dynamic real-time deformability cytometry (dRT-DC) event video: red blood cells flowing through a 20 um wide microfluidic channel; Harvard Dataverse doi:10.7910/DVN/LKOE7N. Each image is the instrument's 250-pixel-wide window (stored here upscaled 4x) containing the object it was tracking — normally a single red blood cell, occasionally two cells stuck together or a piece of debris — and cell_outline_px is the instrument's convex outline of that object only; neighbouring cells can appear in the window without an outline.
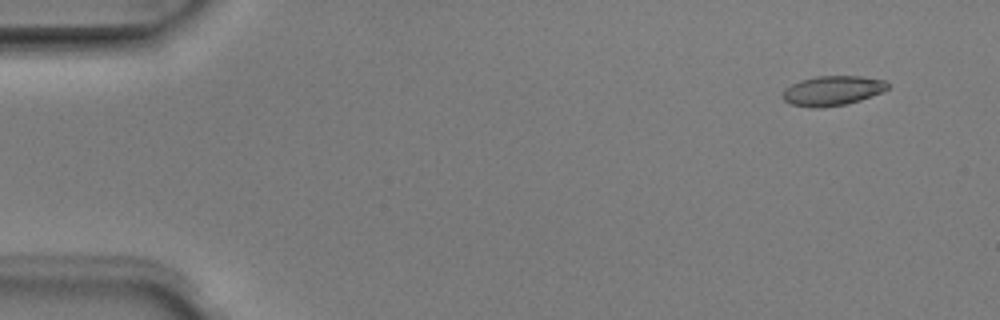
{"species": "Egyptian fruit bat (a non-hibernating species)", "species_latin": "Rousettus aegyptiacus", "temperature_condition": "room temperature", "stored_images_in_passage": 5, "camera_frame_rate_fps": 3000, "um_per_image_px": 0.085, "animal": {"sex": "male"}, "frame": {"image": 1, "passage_image": 1, "time_ms": 0.0, "image_size_px": [1000, 320], "cell_outline_px": [[888, 88], [884, 92], [860, 100], [844, 104], [820, 108], [812, 108], [792, 104], [784, 100], [780, 96], [784, 88], [800, 80], [816, 76], [860, 76], [884, 80], [888, 84]], "centroid_in_image_um": [70.73, 7.7], "position_along_channel_um": 14.3, "area_um2": 18.26}}